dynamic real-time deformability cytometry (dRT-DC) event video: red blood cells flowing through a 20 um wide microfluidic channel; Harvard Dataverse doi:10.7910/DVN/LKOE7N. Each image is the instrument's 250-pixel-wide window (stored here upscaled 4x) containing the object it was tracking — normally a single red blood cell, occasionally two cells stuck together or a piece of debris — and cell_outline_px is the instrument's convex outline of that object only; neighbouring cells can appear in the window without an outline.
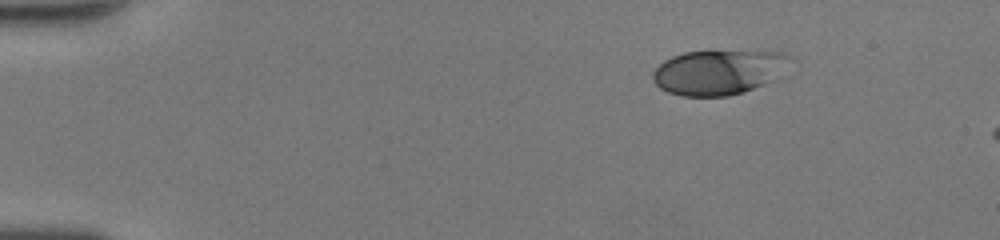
{"species": "human", "species_latin": "Homo sapiens", "temperature_condition": "room temperature", "stored_images_in_passage": 43, "camera_frame_rate_fps": 3000, "um_per_image_px": 0.085, "donor": {"sex": "female"}, "frame": {"image": 1, "passage_image": 1, "time_ms": 0.0, "image_size_px": [1000, 240], "cell_outline_px": [[788, 56], [776, 80], [744, 92], [728, 96], [684, 96], [668, 92], [660, 88], [652, 80], [652, 72], [664, 60], [672, 56], [684, 52], [756, 48], [784, 52]], "centroid_in_image_um": [61.08, 6.09], "position_along_channel_um": 23.9, "area_um2": 36.65}}
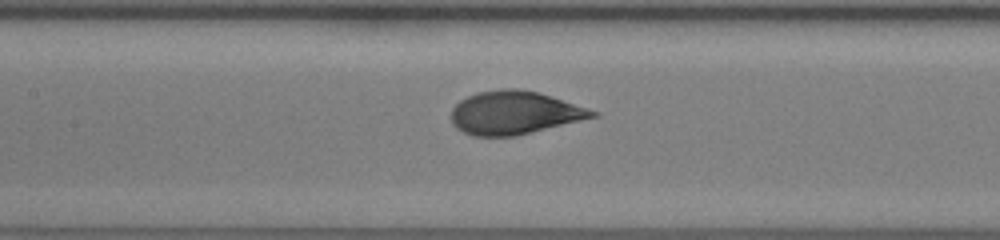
{"frame": {"image": 2, "passage_image": 18, "time_ms": 5.667, "image_size_px": [1000, 240], "cell_outline_px": [[600, 116], [516, 136], [472, 136], [456, 128], [452, 124], [452, 108], [460, 100], [476, 92], [500, 88], [516, 88], [536, 92], [600, 112]], "centroid_in_image_um": [43.71, 9.59], "position_along_channel_um": 163.7, "area_um2": 35.55}}
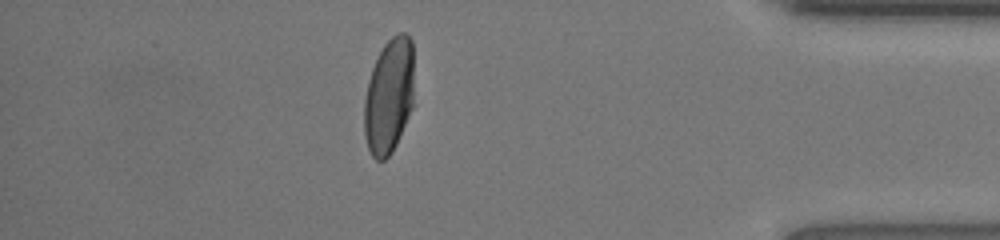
{"frame": {"image": 3, "passage_image": 37, "time_ms": 12.0, "image_size_px": [1000, 240], "cell_outline_px": [[412, 108], [396, 144], [392, 152], [384, 160], [376, 160], [372, 156], [368, 148], [364, 136], [364, 100], [368, 80], [372, 68], [384, 44], [396, 32], [404, 32], [412, 40]], "centroid_in_image_um": [33.04, 8.17], "position_along_channel_um": 402.2, "area_um2": 33.35}, "authors_computed_cell_mechanics": {"area_um2": 35.6626, "velocity_mm_per_s": 4.2873, "shape_relaxation_time_tau1_ms": 3.4449, "shape_relaxation_time_tau2_ms": null, "deformation_change_tau1": 0.2094, "deformation_change_tau2": null}}